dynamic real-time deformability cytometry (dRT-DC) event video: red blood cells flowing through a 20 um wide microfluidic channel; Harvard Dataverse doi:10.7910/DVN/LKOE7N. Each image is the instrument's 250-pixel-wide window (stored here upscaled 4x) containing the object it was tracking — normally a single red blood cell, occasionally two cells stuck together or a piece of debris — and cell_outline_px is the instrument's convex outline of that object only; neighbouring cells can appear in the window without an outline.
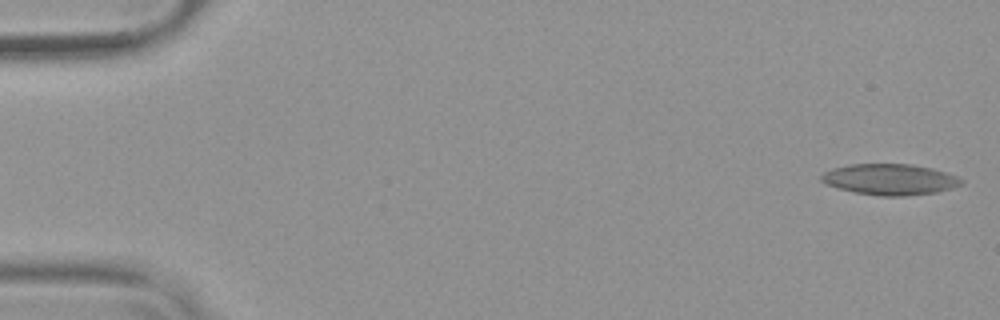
{"species": "common noctule bat (a hibernating species)", "species_latin": "Nyctalus noctula", "temperature_condition": "warm", "stored_images_in_passage": 53, "camera_frame_rate_fps": 3000, "um_per_image_px": 0.085, "animal": {"sex": "female", "body_mass_g": 19.9}, "frame": {"image": 1, "passage_image": 1, "time_ms": 0.0, "image_size_px": [1000, 320], "cell_outline_px": [[964, 184], [936, 192], [904, 196], [880, 196], [856, 192], [840, 188], [828, 184], [820, 180], [820, 176], [824, 172], [832, 168], [852, 164], [912, 164], [932, 168], [956, 176], [964, 180]], "centroid_in_image_um": [75.66, 15.24], "position_along_channel_um": 9.3, "area_um2": 25.09}}
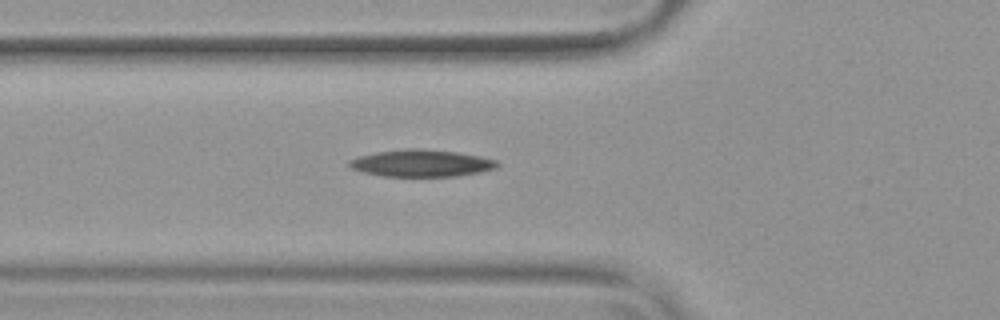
{"frame": {"image": 2, "passage_image": 19, "time_ms": 6.0, "image_size_px": [1000, 320], "cell_outline_px": [[500, 164], [496, 168], [480, 172], [456, 176], [384, 176], [364, 172], [352, 168], [348, 164], [348, 160], [360, 156], [376, 152], [404, 148], [420, 148], [456, 152], [480, 156], [496, 160]], "centroid_in_image_um": [35.83, 13.86], "position_along_channel_um": 90.0, "area_um2": 23.24}}
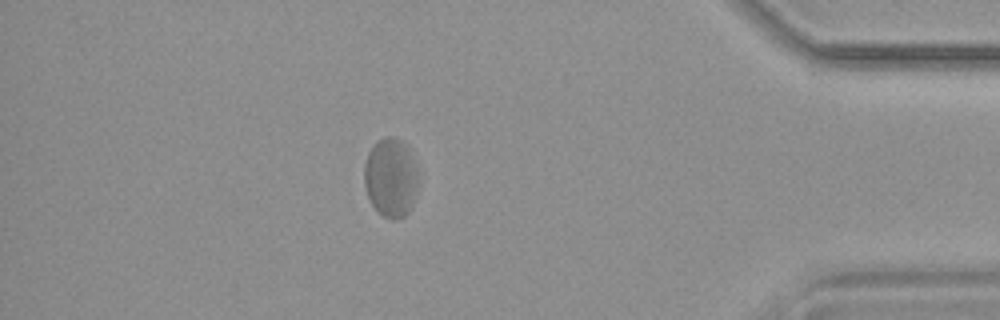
{"frame": {"image": 3, "passage_image": 47, "time_ms": 15.333, "image_size_px": [1000, 320], "cell_outline_px": [[416, 192], [412, 204], [408, 212], [404, 216], [392, 220], [376, 212], [368, 200], [364, 184], [364, 164], [368, 152], [384, 136], [392, 136], [400, 140], [408, 148], [416, 172]], "centroid_in_image_um": [33.16, 15.14], "position_along_channel_um": 402.0, "area_um2": 24.62}, "authors_computed_cell_mechanics": {"area_um2": 23.698, "velocity_mm_per_s": 3.747, "shape_relaxation_time_tau1_ms": null, "shape_relaxation_time_tau2_ms": 4.6254, "deformation_change_tau1": null, "deformation_change_tau2": 0.1138}}